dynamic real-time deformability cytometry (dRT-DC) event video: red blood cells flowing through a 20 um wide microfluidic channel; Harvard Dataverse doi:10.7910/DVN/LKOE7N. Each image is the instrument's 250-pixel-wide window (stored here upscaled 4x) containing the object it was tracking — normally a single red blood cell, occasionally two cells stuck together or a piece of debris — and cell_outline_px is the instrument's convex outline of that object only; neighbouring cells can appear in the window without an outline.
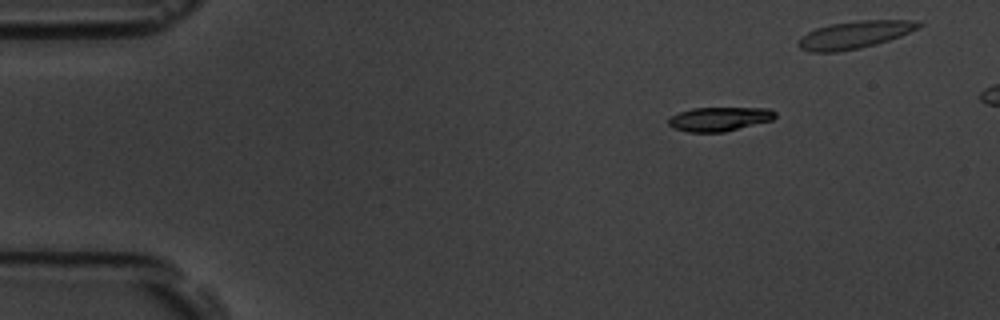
{"species": "common noctule bat (a hibernating species)", "species_latin": "Nyctalus noctula", "temperature_condition": "room temperature", "stored_images_in_passage": 5, "camera_frame_rate_fps": 3000, "um_per_image_px": 0.085, "animal": {"sex": "male", "body_mass_g": 19.5, "forearm_length_mm": 54.6}, "frame": {"image": 1, "passage_image": 1, "time_ms": 0.0, "image_size_px": [1000, 320], "cell_outline_px": [[776, 116], [772, 120], [724, 132], [688, 132], [672, 128], [668, 124], [668, 120], [672, 116], [680, 112], [692, 108], [768, 108], [776, 112]], "centroid_in_image_um": [61.14, 10.12], "position_along_channel_um": 23.9, "area_um2": 14.91}}
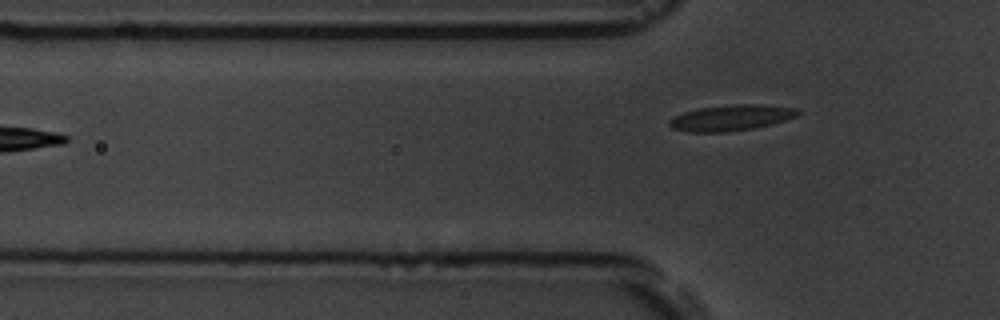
{"frame": {"image": 2, "passage_image": 5, "time_ms": 1.333, "image_size_px": [1000, 320], "cell_outline_px": [[800, 112], [796, 116], [772, 124], [752, 128], [724, 132], [688, 132], [672, 128], [668, 124], [668, 120], [672, 116], [696, 108], [732, 104], [760, 104], [796, 108]], "centroid_in_image_um": [62.08, 10.0], "position_along_channel_um": 63.7, "area_um2": 19.42}}